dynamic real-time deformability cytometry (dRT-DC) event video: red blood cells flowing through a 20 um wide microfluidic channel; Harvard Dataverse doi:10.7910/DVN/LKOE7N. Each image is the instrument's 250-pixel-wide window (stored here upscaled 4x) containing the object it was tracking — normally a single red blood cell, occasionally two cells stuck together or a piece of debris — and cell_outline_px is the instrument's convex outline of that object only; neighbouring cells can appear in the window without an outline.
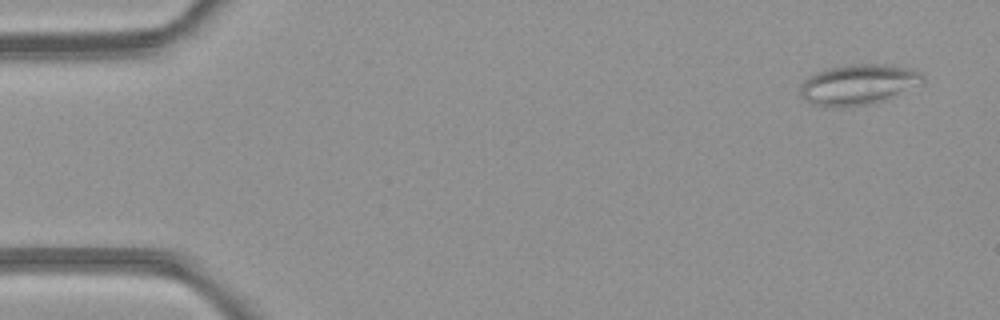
{"species": "common noctule bat (a hibernating species)", "species_latin": "Nyctalus noctula", "temperature_condition": "room temperature", "stored_images_in_passage": 6, "camera_frame_rate_fps": 3000, "um_per_image_px": 0.085, "animal": {"sex": "female", "body_mass_g": 21.9}, "frame": {"image": 1, "passage_image": 1, "time_ms": 0.0, "image_size_px": [1000, 320], "cell_outline_px": [[924, 80], [920, 84], [888, 100], [872, 104], [844, 108], [840, 108], [812, 104], [804, 100], [800, 96], [800, 84], [808, 76], [816, 72], [828, 68], [848, 64], [884, 64], [912, 68], [920, 72], [924, 76]], "centroid_in_image_um": [72.95, 7.2], "position_along_channel_um": 12.1, "area_um2": 29.48}}
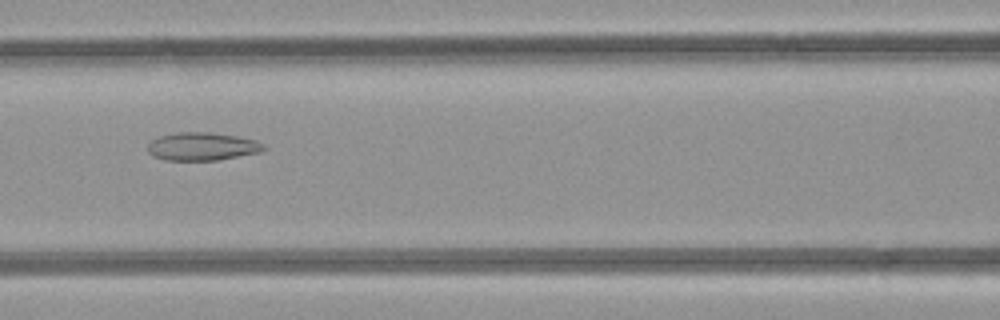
{"frame": {"image": 2, "passage_image": 6, "time_ms": 6.333, "image_size_px": [1000, 320], "cell_outline_px": [[268, 148], [260, 152], [216, 160], [164, 160], [152, 156], [148, 152], [148, 144], [152, 140], [160, 136], [176, 132], [212, 132], [240, 136], [256, 140], [264, 144]], "centroid_in_image_um": [17.2, 12.44], "position_along_channel_um": 149.4, "area_um2": 19.13}}